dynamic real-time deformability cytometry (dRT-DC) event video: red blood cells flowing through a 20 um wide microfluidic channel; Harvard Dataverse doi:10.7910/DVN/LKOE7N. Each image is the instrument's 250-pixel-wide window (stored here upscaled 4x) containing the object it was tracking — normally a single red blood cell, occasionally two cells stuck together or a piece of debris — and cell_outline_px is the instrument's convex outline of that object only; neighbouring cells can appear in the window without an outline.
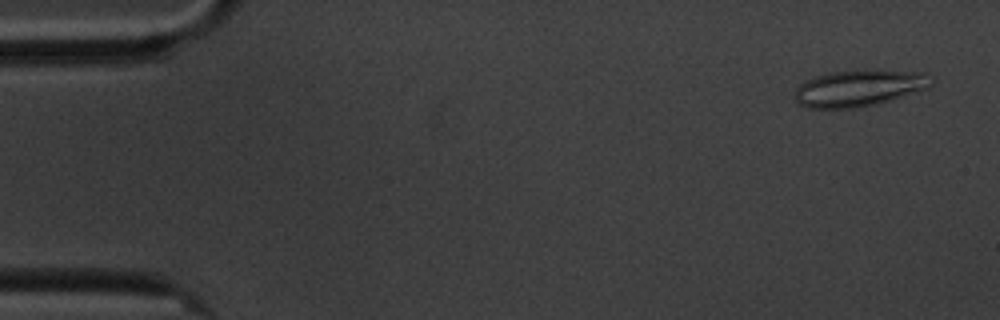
{"species": "common noctule bat (a hibernating species)", "species_latin": "Nyctalus noctula", "temperature_condition": "cold", "stored_images_in_passage": 57, "camera_frame_rate_fps": 3000, "um_per_image_px": 0.085, "animal": {"sex": "male", "body_mass_g": 20.1, "forearm_length_mm": 53.5}, "frame": {"image": 1, "passage_image": 1, "time_ms": 0.0, "image_size_px": [1000, 320], "cell_outline_px": [[932, 84], [928, 88], [888, 100], [872, 104], [852, 108], [808, 108], [800, 104], [792, 96], [796, 88], [804, 80], [816, 76], [832, 72], [928, 72], [932, 80]], "centroid_in_image_um": [72.95, 7.52], "position_along_channel_um": 12.1, "area_um2": 28.03}}
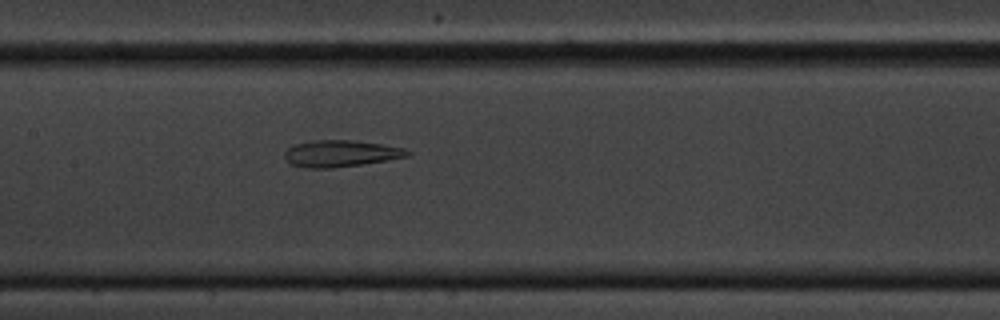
{"frame": {"image": 2, "passage_image": 26, "time_ms": 8.333, "image_size_px": [1000, 320], "cell_outline_px": [[412, 152], [408, 156], [360, 164], [332, 168], [304, 168], [288, 164], [284, 156], [284, 152], [288, 148], [296, 144], [312, 140], [352, 140], [380, 144], [404, 148]], "centroid_in_image_um": [28.89, 13.05], "position_along_channel_um": 178.5, "area_um2": 18.96}}
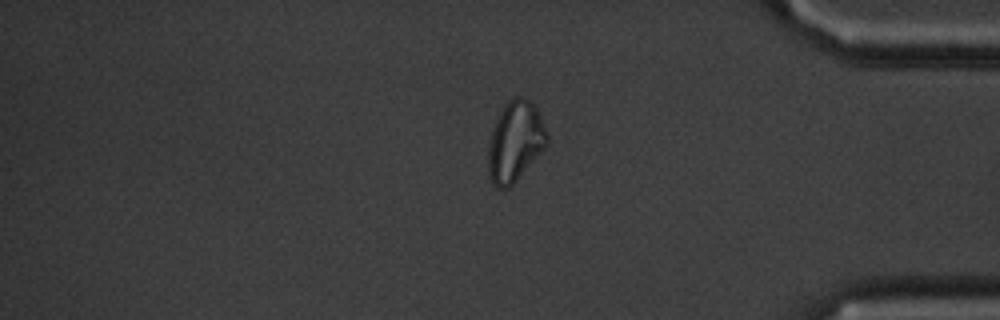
{"frame": {"image": 3, "passage_image": 47, "time_ms": 15.333, "image_size_px": [1000, 320], "cell_outline_px": [[548, 144], [516, 180], [508, 188], [496, 188], [492, 184], [488, 172], [488, 148], [492, 132], [496, 120], [504, 104], [512, 96], [520, 96], [528, 100], [536, 108], [548, 136]], "centroid_in_image_um": [43.77, 12.03], "position_along_channel_um": 391.4, "area_um2": 27.17}, "authors_computed_cell_mechanics": {"area_um2": 25.5476, "velocity_mm_per_s": 3.3904, "shape_relaxation_time_tau1_ms": null, "shape_relaxation_time_tau2_ms": 2.1281, "deformation_change_tau1": null, "deformation_change_tau2": 0.0968}}